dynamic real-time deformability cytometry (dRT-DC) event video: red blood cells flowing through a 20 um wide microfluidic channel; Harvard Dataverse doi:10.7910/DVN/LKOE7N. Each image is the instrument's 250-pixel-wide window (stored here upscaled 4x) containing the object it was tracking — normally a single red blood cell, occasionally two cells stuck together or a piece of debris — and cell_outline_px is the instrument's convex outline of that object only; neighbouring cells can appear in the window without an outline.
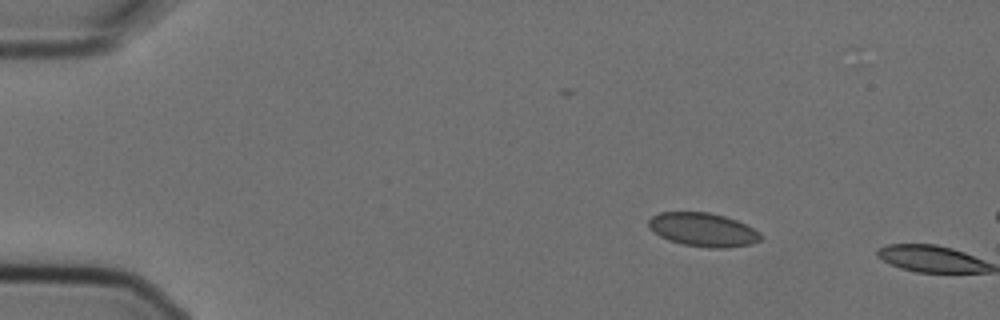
{"species": "Egyptian fruit bat (a non-hibernating species)", "species_latin": "Rousettus aegyptiacus", "temperature_condition": "cold", "stored_images_in_passage": 2, "camera_frame_rate_fps": 3000, "um_per_image_px": 0.085, "animal": {"sex": "female"}, "frame": {"image": 1, "passage_image": 1, "time_ms": 0.0, "image_size_px": [1000, 320], "cell_outline_px": [[764, 236], [760, 240], [752, 244], [724, 248], [708, 248], [684, 244], [668, 240], [660, 236], [648, 228], [648, 220], [652, 216], [660, 212], [708, 212], [724, 216], [736, 220], [760, 232]], "centroid_in_image_um": [59.75, 19.52], "position_along_channel_um": 25.2, "area_um2": 22.02}}